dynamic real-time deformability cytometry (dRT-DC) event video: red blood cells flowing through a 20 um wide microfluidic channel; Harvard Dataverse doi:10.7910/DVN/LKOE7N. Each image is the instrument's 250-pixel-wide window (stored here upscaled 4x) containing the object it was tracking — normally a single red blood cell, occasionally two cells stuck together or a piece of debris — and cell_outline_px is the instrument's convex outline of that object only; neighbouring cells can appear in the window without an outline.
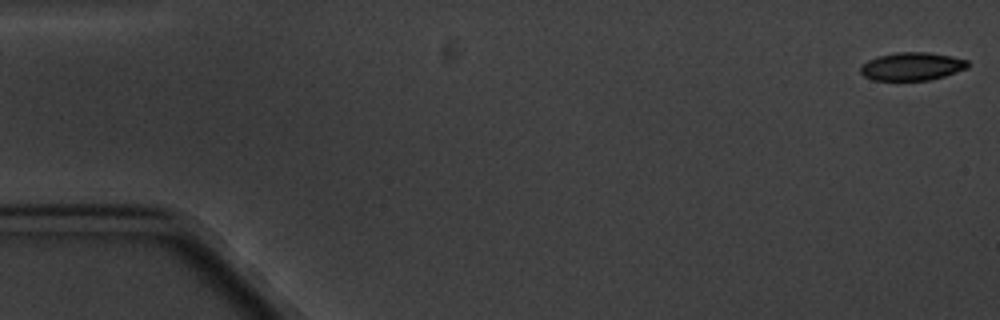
{"species": "common noctule bat (a hibernating species)", "species_latin": "Nyctalus noctula", "temperature_condition": "cold", "stored_images_in_passage": 17, "camera_frame_rate_fps": 3000, "um_per_image_px": 0.085, "animal": {"sex": "male", "body_mass_g": 20.1, "forearm_length_mm": 53.5}, "frame": {"image": 1, "passage_image": 1, "time_ms": 0.0, "image_size_px": [1000, 320], "cell_outline_px": [[968, 68], [944, 76], [928, 80], [872, 80], [864, 76], [860, 72], [860, 68], [868, 60], [876, 56], [896, 52], [928, 52], [952, 56], [968, 60]], "centroid_in_image_um": [77.51, 5.63], "position_along_channel_um": 7.5, "area_um2": 17.57}}
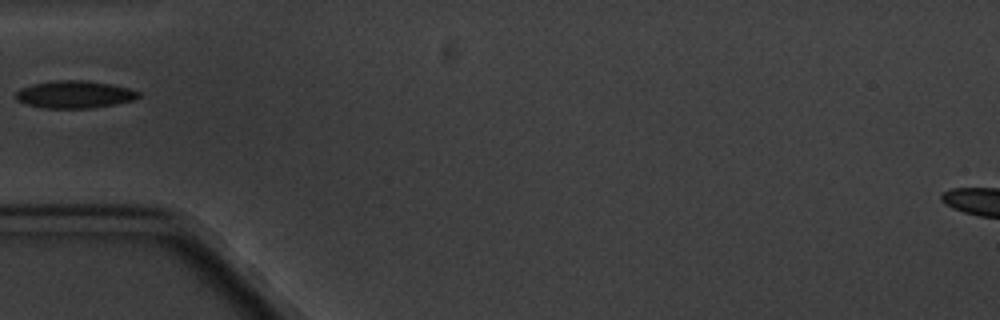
{"frame": {"image": 2, "passage_image": 6, "time_ms": 6.0, "image_size_px": [1000, 320], "cell_outline_px": [[140, 96], [136, 100], [116, 104], [92, 108], [40, 108], [24, 104], [16, 100], [16, 92], [20, 88], [32, 84], [56, 80], [80, 80], [112, 84], [132, 88], [140, 92]], "centroid_in_image_um": [6.36, 8.03], "position_along_channel_um": 78.6, "area_um2": 19.94}}
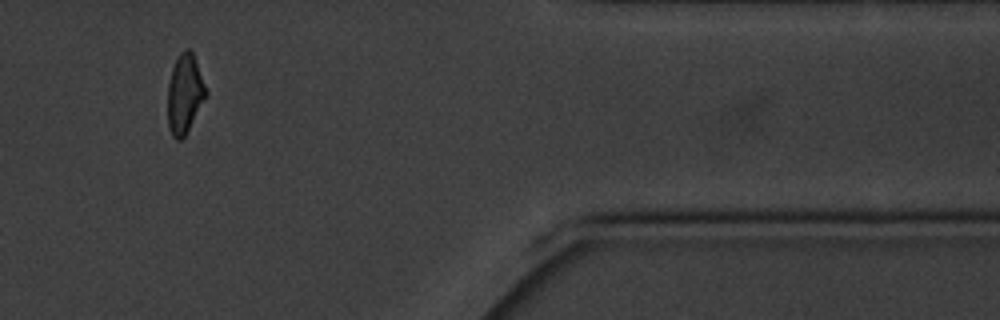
{"frame": {"image": 3, "passage_image": 15, "time_ms": 16.333, "image_size_px": [1000, 320], "cell_outline_px": [[208, 96], [184, 136], [180, 140], [176, 140], [172, 136], [168, 128], [168, 84], [172, 68], [180, 52], [184, 48], [188, 48], [192, 52], [208, 92]], "centroid_in_image_um": [15.7, 7.99], "position_along_channel_um": 395.7, "area_um2": 17.69}, "authors_computed_cell_mechanics": {"area_um2": 18.3226, "velocity_mm_per_s": 3.3657, "shape_relaxation_time_tau1_ms": 3.1407, "shape_relaxation_time_tau2_ms": 7.8374, "deformation_change_tau1": 0.0948, "deformation_change_tau2": 0.1082}}